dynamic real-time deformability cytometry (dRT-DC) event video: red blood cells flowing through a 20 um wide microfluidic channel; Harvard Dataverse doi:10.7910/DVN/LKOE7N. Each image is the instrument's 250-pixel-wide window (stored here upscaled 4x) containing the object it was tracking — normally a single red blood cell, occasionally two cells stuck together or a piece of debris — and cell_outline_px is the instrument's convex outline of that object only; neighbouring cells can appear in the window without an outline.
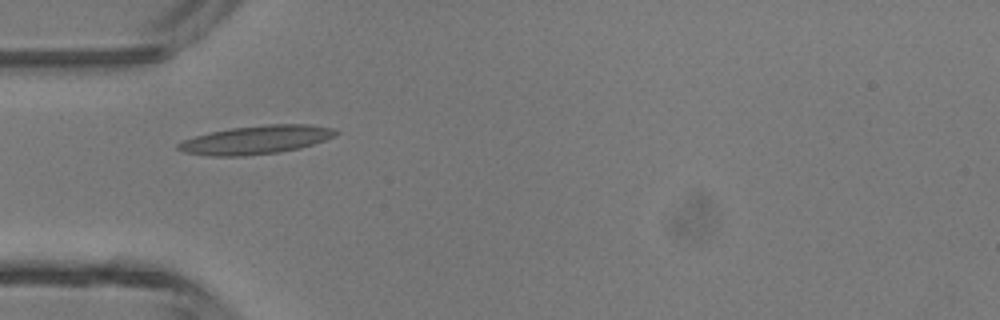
{"species": "common noctule bat (a hibernating species)", "species_latin": "Nyctalus noctula", "temperature_condition": "room temperature", "stored_images_in_passage": 6, "camera_frame_rate_fps": 3000, "um_per_image_px": 0.085, "animal": {"sex": "male", "body_mass_g": 13.3}, "frame": {"image": 1, "passage_image": 5, "time_ms": 1.333, "image_size_px": [1000, 320], "cell_outline_px": [[340, 132], [336, 136], [300, 148], [280, 152], [244, 156], [212, 156], [184, 152], [176, 148], [176, 144], [184, 140], [208, 132], [232, 128], [264, 124], [308, 124], [332, 128]], "centroid_in_image_um": [21.77, 11.88], "position_along_channel_um": 63.2, "area_um2": 26.18}}
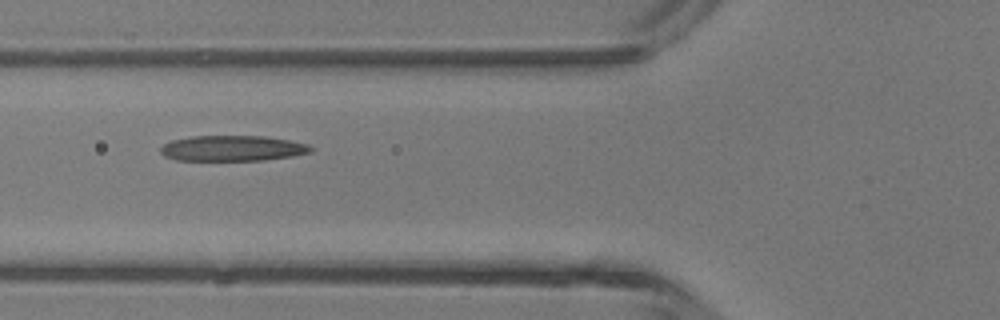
{"frame": {"image": 2, "passage_image": 6, "time_ms": 1.667, "image_size_px": [1000, 320], "cell_outline_px": [[316, 148], [312, 152], [292, 156], [264, 160], [176, 160], [164, 156], [160, 152], [160, 148], [164, 144], [172, 140], [192, 136], [264, 136], [288, 140], [308, 144]], "centroid_in_image_um": [19.78, 12.6], "position_along_channel_um": 106.0, "area_um2": 22.43}}